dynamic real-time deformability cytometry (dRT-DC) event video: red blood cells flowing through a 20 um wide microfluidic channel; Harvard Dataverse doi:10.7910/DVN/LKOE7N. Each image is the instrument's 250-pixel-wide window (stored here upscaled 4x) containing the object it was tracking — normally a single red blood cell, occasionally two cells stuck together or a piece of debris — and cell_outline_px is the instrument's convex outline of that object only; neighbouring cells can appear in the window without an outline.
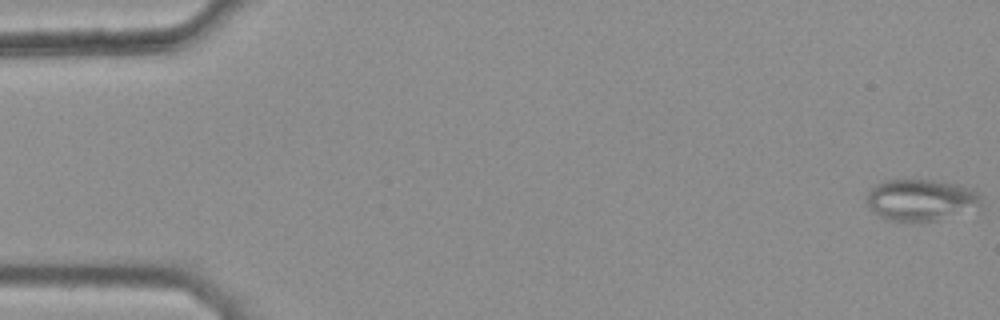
{"species": "common noctule bat (a hibernating species)", "species_latin": "Nyctalus noctula", "temperature_condition": "warm", "stored_images_in_passage": 46, "camera_frame_rate_fps": 3000, "um_per_image_px": 0.085, "animal": {"sex": "female", "body_mass_g": 25.1}, "frame": {"image": 1, "passage_image": 1, "time_ms": 0.0, "image_size_px": [1000, 320], "cell_outline_px": [[980, 212], [936, 220], [888, 220], [876, 212], [864, 200], [868, 192], [876, 184], [884, 180], [932, 180], [960, 184], [976, 192], [980, 196]], "centroid_in_image_um": [78.37, 17.0], "position_along_channel_um": 6.6, "area_um2": 27.92}}
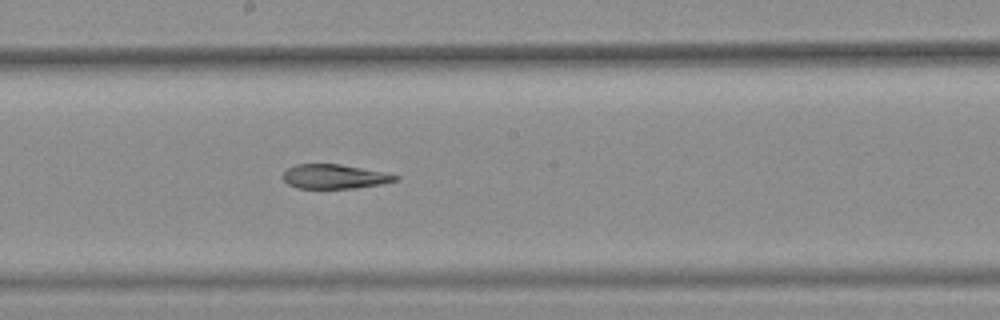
{"frame": {"image": 2, "passage_image": 29, "time_ms": 9.333, "image_size_px": [1000, 320], "cell_outline_px": [[400, 180], [380, 184], [352, 188], [296, 188], [288, 184], [280, 176], [288, 168], [296, 164], [340, 164], [384, 172], [400, 176]], "centroid_in_image_um": [28.42, 15.0], "position_along_channel_um": 219.8, "area_um2": 15.95}}
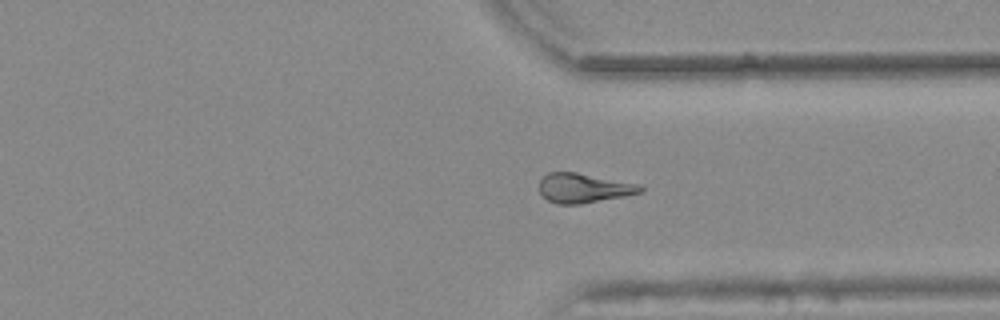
{"frame": {"image": 3, "passage_image": 40, "time_ms": 13.0, "image_size_px": [1000, 320], "cell_outline_px": [[644, 192], [624, 196], [580, 204], [556, 204], [548, 200], [540, 192], [540, 180], [548, 172], [576, 172], [640, 184], [644, 188]], "centroid_in_image_um": [49.64, 15.98], "position_along_channel_um": 361.8, "area_um2": 17.34}}